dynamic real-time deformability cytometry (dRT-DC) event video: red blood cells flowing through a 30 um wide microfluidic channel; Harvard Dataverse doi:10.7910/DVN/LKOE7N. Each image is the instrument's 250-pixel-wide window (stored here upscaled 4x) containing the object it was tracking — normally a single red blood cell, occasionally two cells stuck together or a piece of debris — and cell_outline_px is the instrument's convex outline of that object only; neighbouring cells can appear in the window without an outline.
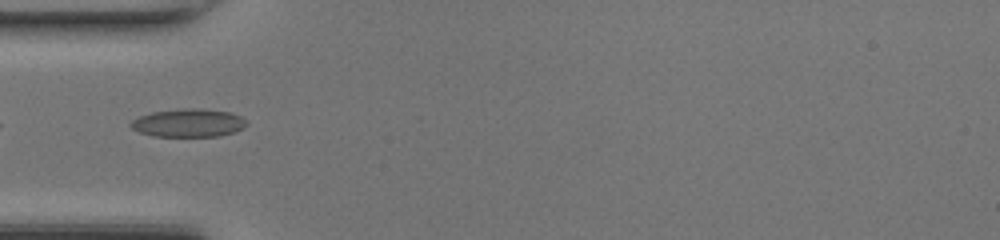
{"species": "common noctule bat (a hibernating species)", "species_latin": "Nyctalus noctula", "temperature_condition": "room temperature", "stored_images_in_passage": 38, "camera_frame_rate_fps": 3000, "um_per_image_px": 0.085, "animal": {"sex": "female", "body_mass_g": 17.0, "forearm_length_mm": 48.0}, "frame": {"image": 1, "passage_image": 6, "time_ms": 1.667, "image_size_px": [1000, 240], "cell_outline_px": [[248, 124], [244, 128], [236, 132], [220, 136], [152, 136], [140, 132], [132, 128], [128, 124], [132, 120], [140, 116], [152, 112], [184, 108], [196, 108], [228, 112], [240, 116]], "centroid_in_image_um": [16.02, 10.45], "position_along_channel_um": 69.0, "area_um2": 18.96}}
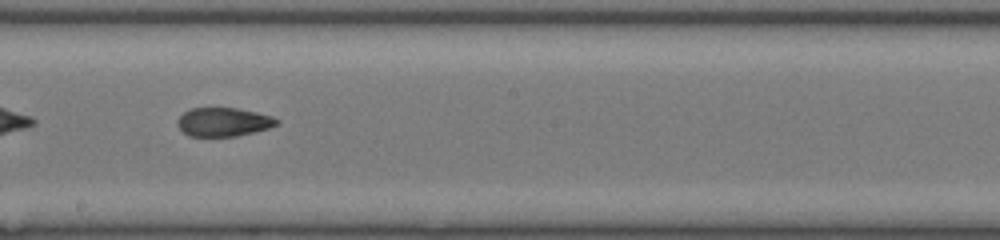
{"frame": {"image": 2, "passage_image": 17, "time_ms": 5.333, "image_size_px": [1000, 240], "cell_outline_px": [[280, 124], [256, 132], [236, 136], [188, 136], [176, 124], [180, 116], [184, 112], [192, 108], [236, 108], [256, 112], [272, 116], [280, 120]], "centroid_in_image_um": [19.03, 10.37], "position_along_channel_um": 229.2, "area_um2": 16.65}}
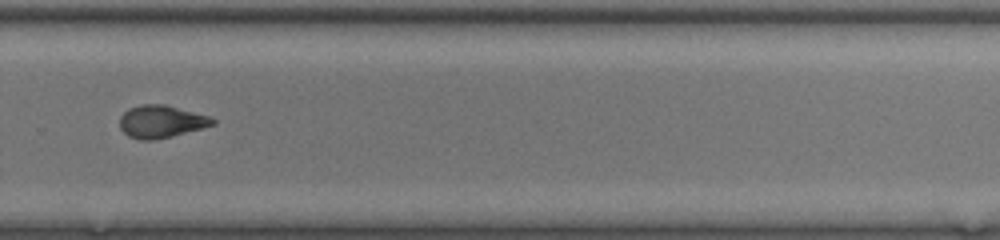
{"frame": {"image": 3, "passage_image": 23, "time_ms": 7.333, "image_size_px": [1000, 240], "cell_outline_px": [[216, 124], [172, 136], [152, 140], [140, 140], [128, 136], [120, 128], [120, 116], [128, 108], [140, 104], [164, 104], [208, 116], [216, 120]], "centroid_in_image_um": [13.67, 10.33], "position_along_channel_um": 316.1, "area_um2": 17.51}, "authors_computed_cell_mechanics": {"area_um2": 18.0336, "velocity_mm_per_s": 4.3621, "shape_relaxation_time_tau1_ms": null, "shape_relaxation_time_tau2_ms": 2.112, "deformation_change_tau1": null, "deformation_change_tau2": 0.0859}}